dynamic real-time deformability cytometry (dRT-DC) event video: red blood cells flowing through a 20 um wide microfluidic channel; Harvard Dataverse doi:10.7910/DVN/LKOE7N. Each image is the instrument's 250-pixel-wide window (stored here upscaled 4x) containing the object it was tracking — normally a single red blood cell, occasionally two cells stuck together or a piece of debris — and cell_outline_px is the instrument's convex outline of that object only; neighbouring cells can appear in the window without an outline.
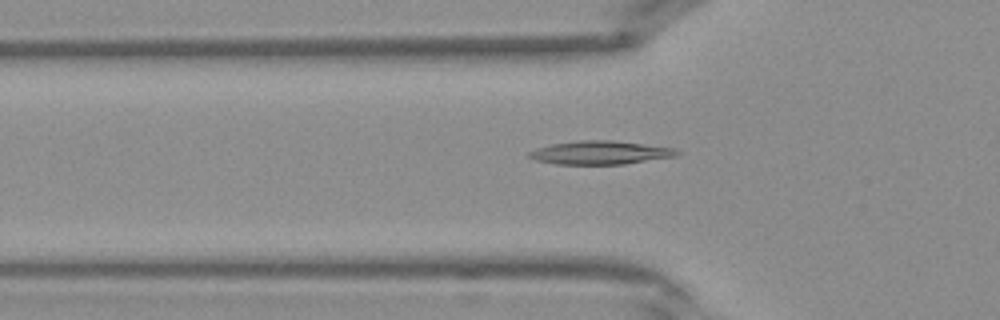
{"species": "Egyptian fruit bat (a non-hibernating species)", "species_latin": "Rousettus aegyptiacus", "temperature_condition": "warm", "stored_images_in_passage": 40, "camera_frame_rate_fps": 3000, "um_per_image_px": 0.085, "frame": {"image": 1, "passage_image": 13, "time_ms": 4.0, "image_size_px": [1000, 320], "cell_outline_px": [[684, 152], [676, 156], [624, 164], [556, 164], [536, 160], [528, 156], [528, 152], [536, 148], [552, 144], [576, 140], [612, 140], [676, 148]], "centroid_in_image_um": [51.06, 12.97], "position_along_channel_um": 74.7, "area_um2": 20.29}}
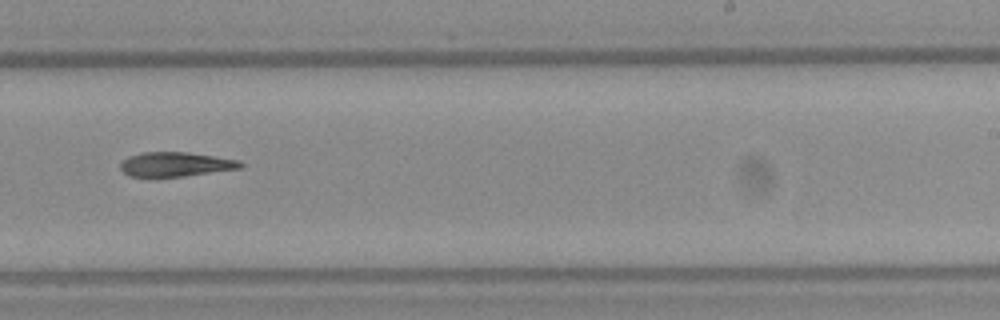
{"frame": {"image": 2, "passage_image": 25, "time_ms": 8.0, "image_size_px": [1000, 320], "cell_outline_px": [[244, 164], [240, 168], [184, 176], [128, 176], [120, 168], [120, 164], [128, 156], [144, 152], [188, 152], [240, 160]], "centroid_in_image_um": [14.93, 13.95], "position_along_channel_um": 274.1, "area_um2": 16.88}}
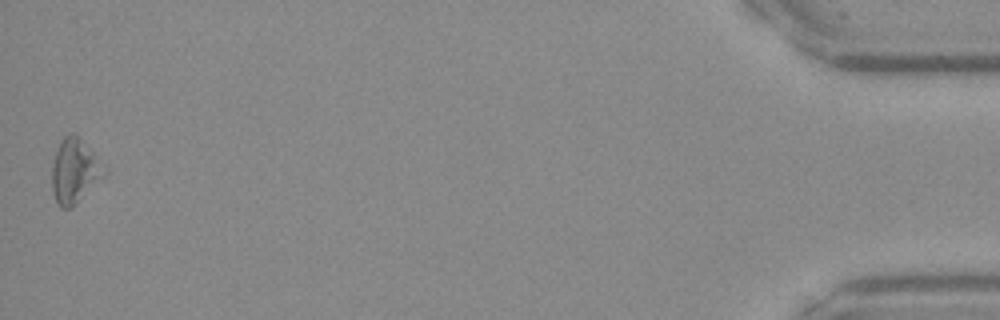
{"frame": {"image": 3, "passage_image": 40, "time_ms": 13.0, "image_size_px": [1000, 320], "cell_outline_px": [[108, 172], [72, 208], [60, 208], [52, 192], [52, 168], [56, 152], [60, 140], [64, 136], [72, 132], [76, 132], [108, 168]], "centroid_in_image_um": [6.37, 14.51], "position_along_channel_um": 428.8, "area_um2": 19.94}}